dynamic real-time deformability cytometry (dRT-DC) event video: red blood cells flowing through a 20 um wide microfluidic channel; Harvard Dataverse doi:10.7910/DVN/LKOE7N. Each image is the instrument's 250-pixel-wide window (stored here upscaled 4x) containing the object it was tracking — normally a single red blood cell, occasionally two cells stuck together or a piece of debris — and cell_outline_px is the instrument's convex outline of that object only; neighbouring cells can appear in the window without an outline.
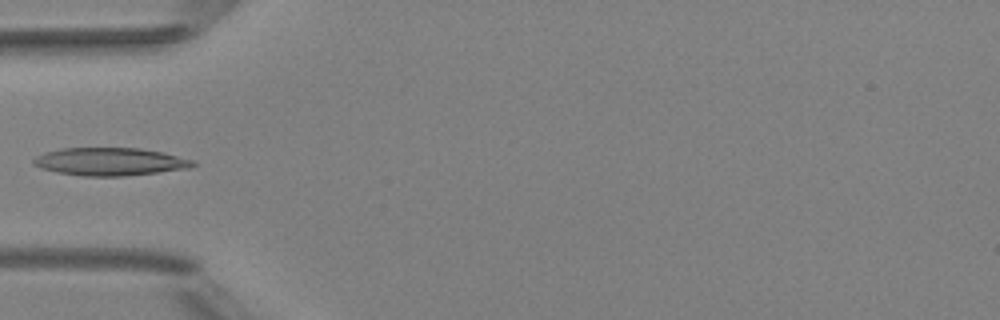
{"species": "Egyptian fruit bat (a non-hibernating species)", "species_latin": "Rousettus aegyptiacus", "temperature_condition": "room temperature", "stored_images_in_passage": 6, "camera_frame_rate_fps": 3000, "um_per_image_px": 0.085, "animal": {"sex": "female"}, "frame": {"image": 1, "passage_image": 5, "time_ms": 4.667, "image_size_px": [1000, 320], "cell_outline_px": [[196, 164], [188, 168], [124, 176], [80, 176], [56, 172], [40, 168], [32, 164], [32, 160], [36, 156], [44, 152], [60, 148], [140, 148], [164, 152], [192, 160]], "centroid_in_image_um": [9.28, 13.73], "position_along_channel_um": 75.7, "area_um2": 25.89}}
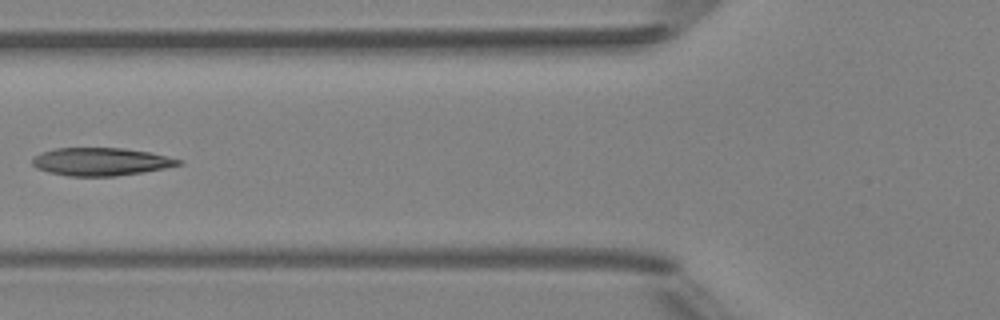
{"frame": {"image": 2, "passage_image": 6, "time_ms": 5.667, "image_size_px": [1000, 320], "cell_outline_px": [[184, 164], [164, 168], [116, 176], [68, 176], [48, 172], [36, 168], [32, 164], [32, 160], [36, 156], [44, 152], [56, 148], [124, 148], [148, 152], [180, 160]], "centroid_in_image_um": [8.55, 13.74], "position_along_channel_um": 117.3, "area_um2": 23.41}}